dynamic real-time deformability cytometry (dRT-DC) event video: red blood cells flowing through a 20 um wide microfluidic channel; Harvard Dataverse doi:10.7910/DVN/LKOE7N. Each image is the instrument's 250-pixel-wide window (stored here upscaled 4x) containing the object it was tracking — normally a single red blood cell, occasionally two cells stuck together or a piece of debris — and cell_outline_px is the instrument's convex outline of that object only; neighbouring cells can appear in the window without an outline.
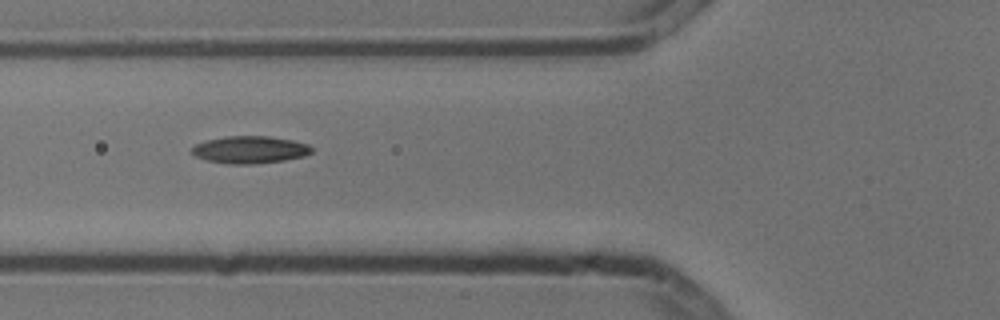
{"species": "common noctule bat (a hibernating species)", "species_latin": "Nyctalus noctula", "temperature_condition": "cold", "stored_images_in_passage": 6, "segment_of_instrument_passage": [2, 2], "camera_frame_rate_fps": 3000, "um_per_image_px": 0.085, "animal": {"sex": "male", "body_mass_g": 13.3}, "frame": {"image": 1, "passage_image": 6, "time_ms": 1.667, "image_size_px": [1000, 320], "cell_outline_px": [[312, 152], [304, 156], [284, 160], [252, 164], [228, 164], [208, 160], [196, 156], [192, 152], [192, 148], [196, 144], [204, 140], [224, 136], [268, 136], [292, 140], [308, 144], [312, 148]], "centroid_in_image_um": [21.24, 12.72], "position_along_channel_um": 104.6, "area_um2": 19.02}}